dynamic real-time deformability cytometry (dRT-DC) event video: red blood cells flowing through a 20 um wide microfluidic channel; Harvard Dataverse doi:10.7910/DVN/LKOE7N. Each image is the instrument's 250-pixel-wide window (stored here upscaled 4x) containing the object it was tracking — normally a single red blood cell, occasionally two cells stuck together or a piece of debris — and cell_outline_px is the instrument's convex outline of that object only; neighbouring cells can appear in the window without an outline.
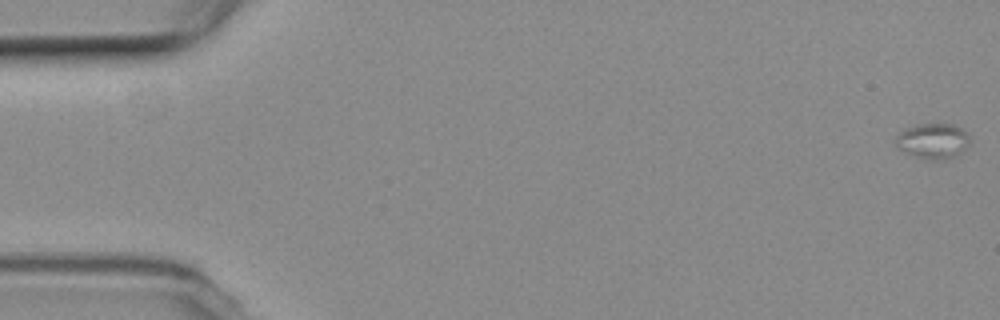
{"species": "common noctule bat (a hibernating species)", "species_latin": "Nyctalus noctula", "temperature_condition": "room temperature", "stored_images_in_passage": 41, "camera_frame_rate_fps": 3000, "um_per_image_px": 0.085, "animal": {"sex": "female", "body_mass_g": 19.3, "forearm_length_mm": 54.1}, "frame": {"image": 1, "passage_image": 1, "time_ms": 0.0, "image_size_px": [1000, 320], "cell_outline_px": [[968, 144], [956, 156], [936, 160], [928, 160], [912, 156], [896, 148], [896, 136], [904, 128], [920, 124], [952, 124], [960, 128], [968, 136]], "centroid_in_image_um": [79.22, 11.99], "position_along_channel_um": 5.8, "area_um2": 15.14}}